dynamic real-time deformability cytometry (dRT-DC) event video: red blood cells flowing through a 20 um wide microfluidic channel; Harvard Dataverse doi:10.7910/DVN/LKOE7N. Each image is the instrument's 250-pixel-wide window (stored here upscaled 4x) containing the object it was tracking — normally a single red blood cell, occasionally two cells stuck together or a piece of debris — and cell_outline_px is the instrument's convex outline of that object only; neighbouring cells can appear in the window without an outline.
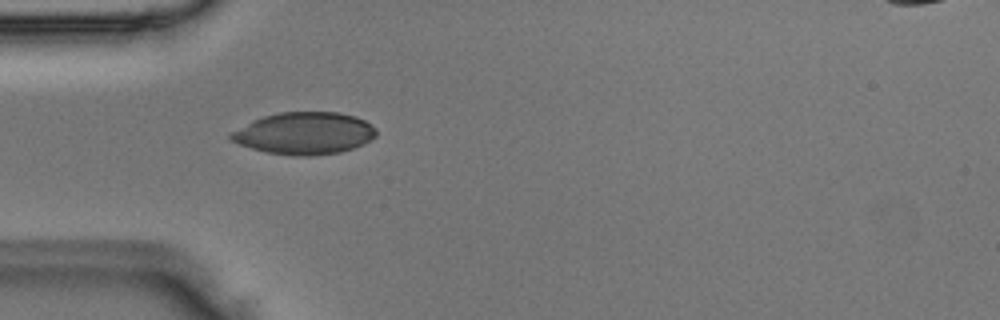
{"species": "Egyptian fruit bat (a non-hibernating species)", "species_latin": "Rousettus aegyptiacus", "temperature_condition": "room temperature", "stored_images_in_passage": 1, "camera_frame_rate_fps": 3000, "um_per_image_px": 0.085, "animal": {"sex": "male"}, "frame": {"image": 1, "passage_image": 1, "time_ms": 0.0, "image_size_px": [1000, 320], "cell_outline_px": [[376, 136], [364, 144], [340, 152], [312, 156], [296, 156], [264, 152], [228, 140], [228, 136], [232, 132], [252, 120], [264, 116], [280, 112], [336, 112], [356, 116], [364, 120], [376, 128]], "centroid_in_image_um": [25.87, 11.33], "position_along_channel_um": 59.1, "area_um2": 35.72}}